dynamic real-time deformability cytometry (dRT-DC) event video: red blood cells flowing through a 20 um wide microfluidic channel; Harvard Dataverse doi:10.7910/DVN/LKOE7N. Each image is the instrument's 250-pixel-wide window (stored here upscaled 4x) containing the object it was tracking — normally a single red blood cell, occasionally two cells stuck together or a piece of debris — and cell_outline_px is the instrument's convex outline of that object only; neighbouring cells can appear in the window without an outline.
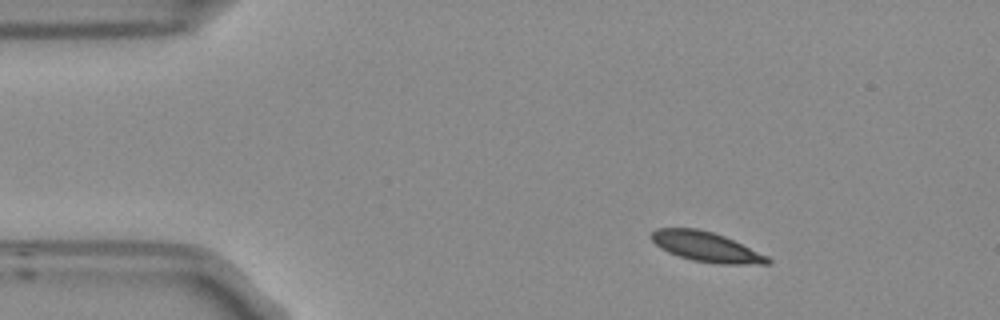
{"species": "Egyptian fruit bat (a non-hibernating species)", "species_latin": "Rousettus aegyptiacus", "temperature_condition": "room temperature", "stored_images_in_passage": 47, "camera_frame_rate_fps": 3000, "um_per_image_px": 0.085, "frame": {"image": 1, "passage_image": 1, "time_ms": 0.0, "image_size_px": [1000, 320], "cell_outline_px": [[772, 260], [768, 264], [716, 264], [692, 260], [668, 252], [660, 248], [652, 240], [652, 232], [656, 228], [696, 228], [712, 232], [724, 236], [768, 256]], "centroid_in_image_um": [60.03, 20.98], "position_along_channel_um": 25.0, "area_um2": 20.06}}
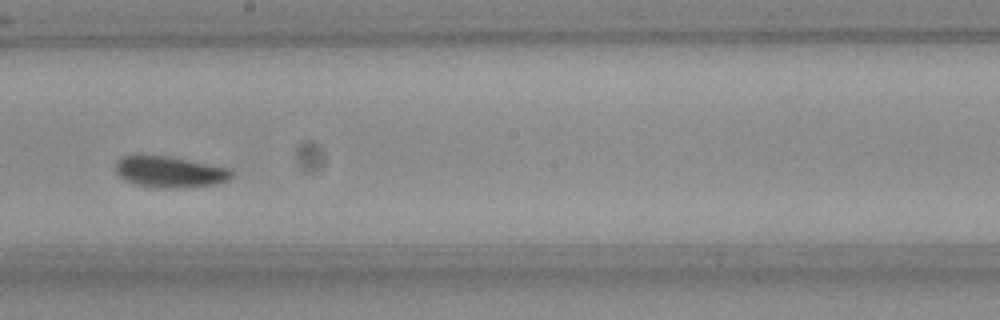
{"frame": {"image": 2, "passage_image": 23, "time_ms": 7.333, "image_size_px": [1000, 320], "cell_outline_px": [[232, 176], [228, 180], [216, 184], [172, 188], [152, 188], [136, 184], [124, 180], [116, 172], [116, 164], [124, 156], [168, 156], [232, 168]], "centroid_in_image_um": [14.47, 14.62], "position_along_channel_um": 233.7, "area_um2": 20.92}}
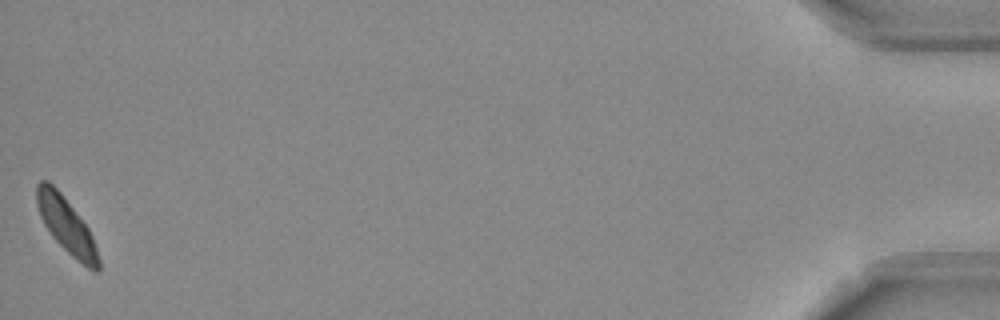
{"frame": {"image": 3, "passage_image": 47, "time_ms": 15.333, "image_size_px": [1000, 320], "cell_outline_px": [[100, 268], [96, 272], [88, 268], [76, 260], [52, 236], [44, 224], [40, 216], [36, 204], [36, 184], [40, 180], [48, 180], [60, 192], [88, 228], [92, 236], [100, 260]], "centroid_in_image_um": [5.63, 19.15], "position_along_channel_um": 429.6, "area_um2": 19.71}, "authors_computed_cell_mechanics": {"area_um2": 20.7502, "velocity_mm_per_s": 3.7102, "shape_relaxation_time_tau1_ms": 2.5349, "shape_relaxation_time_tau2_ms": null, "deformation_change_tau1": 0.0809, "deformation_change_tau2": null}}